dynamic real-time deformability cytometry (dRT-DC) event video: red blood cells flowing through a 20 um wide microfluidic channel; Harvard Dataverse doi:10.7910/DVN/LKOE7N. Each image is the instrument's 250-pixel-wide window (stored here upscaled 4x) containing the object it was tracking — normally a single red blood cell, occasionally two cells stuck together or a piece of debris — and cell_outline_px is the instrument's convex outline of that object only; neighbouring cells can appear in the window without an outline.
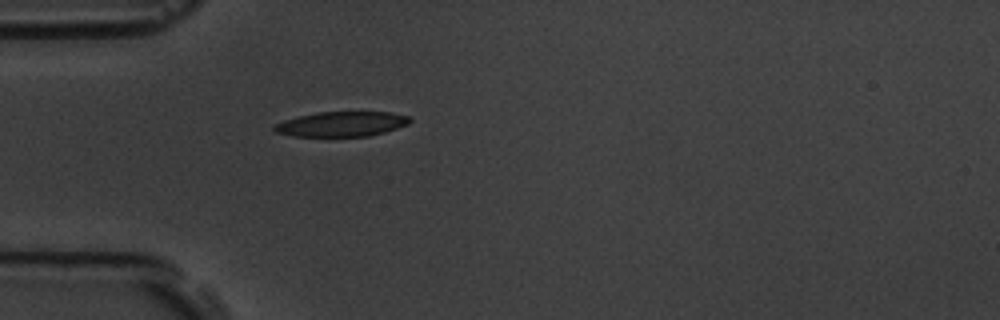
{"species": "common noctule bat (a hibernating species)", "species_latin": "Nyctalus noctula", "temperature_condition": "room temperature", "stored_images_in_passage": 1, "camera_frame_rate_fps": 3000, "um_per_image_px": 0.085, "animal": {"sex": "male", "body_mass_g": 19.5, "forearm_length_mm": 54.6}, "frame": {"image": 1, "passage_image": 1, "time_ms": 0.0, "image_size_px": [1000, 320], "cell_outline_px": [[412, 120], [408, 124], [384, 132], [368, 136], [292, 136], [276, 132], [272, 128], [276, 124], [284, 120], [316, 112], [392, 112], [408, 116]], "centroid_in_image_um": [29.04, 10.54], "position_along_channel_um": 56.0, "area_um2": 19.54}}